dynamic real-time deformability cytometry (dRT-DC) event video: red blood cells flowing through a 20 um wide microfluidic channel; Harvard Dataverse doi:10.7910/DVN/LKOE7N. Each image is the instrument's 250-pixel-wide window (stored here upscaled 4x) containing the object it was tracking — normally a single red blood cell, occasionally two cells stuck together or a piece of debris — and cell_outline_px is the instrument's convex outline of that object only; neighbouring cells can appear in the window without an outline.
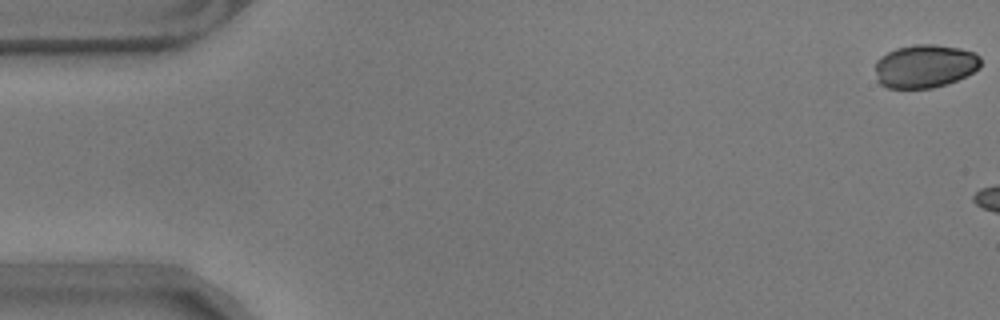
{"species": "common noctule bat (a hibernating species)", "species_latin": "Nyctalus noctula", "temperature_condition": "warm", "stored_images_in_passage": 5, "camera_frame_rate_fps": 3000, "um_per_image_px": 0.085, "animal": {"sex": "male", "body_mass_g": 17.9}, "frame": {"image": 1, "passage_image": 1, "time_ms": 0.0, "image_size_px": [1000, 320], "cell_outline_px": [[980, 68], [948, 84], [932, 88], [888, 88], [880, 84], [876, 80], [876, 60], [880, 56], [896, 48], [916, 44], [932, 44], [960, 48], [976, 52], [980, 56]], "centroid_in_image_um": [78.61, 5.62], "position_along_channel_um": 6.4, "area_um2": 26.76}}